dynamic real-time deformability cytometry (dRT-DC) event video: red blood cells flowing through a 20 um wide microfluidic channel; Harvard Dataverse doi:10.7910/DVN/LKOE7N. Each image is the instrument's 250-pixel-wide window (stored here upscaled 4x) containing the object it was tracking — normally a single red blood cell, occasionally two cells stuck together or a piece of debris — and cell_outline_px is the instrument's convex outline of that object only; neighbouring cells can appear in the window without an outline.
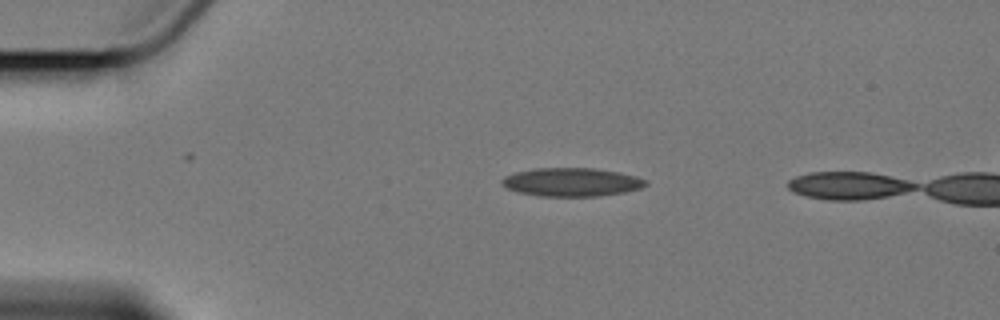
{"species": "Egyptian fruit bat (a non-hibernating species)", "species_latin": "Rousettus aegyptiacus", "temperature_condition": "cold", "stored_images_in_passage": 2, "camera_frame_rate_fps": 3000, "um_per_image_px": 0.085, "animal": {"sex": "female"}, "frame": {"image": 1, "passage_image": 1, "time_ms": 0.0, "image_size_px": [1000, 320], "cell_outline_px": [[648, 184], [640, 188], [624, 192], [600, 196], [540, 196], [520, 192], [508, 188], [500, 184], [500, 180], [504, 176], [516, 172], [536, 168], [592, 168], [616, 172], [636, 176], [648, 180]], "centroid_in_image_um": [48.58, 15.48], "position_along_channel_um": 36.4, "area_um2": 23.76}}